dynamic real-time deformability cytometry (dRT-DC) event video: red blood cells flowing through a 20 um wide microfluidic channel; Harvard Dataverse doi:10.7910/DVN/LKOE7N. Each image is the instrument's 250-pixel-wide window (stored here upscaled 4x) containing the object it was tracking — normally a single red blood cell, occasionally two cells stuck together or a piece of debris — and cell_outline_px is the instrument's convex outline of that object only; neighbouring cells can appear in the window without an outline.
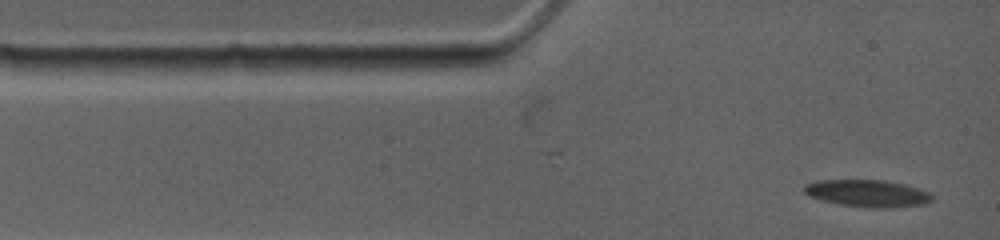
{"species": "common noctule bat (a hibernating species)", "species_latin": "Nyctalus noctula", "temperature_condition": "warm", "stored_images_in_passage": 28, "camera_frame_rate_fps": 4500, "um_per_image_px": 0.085, "animal": {"sex": "female", "body_mass_g": 19.0, "forearm_length_mm": 53.3}, "frame": {"image": 1, "passage_image": 1, "time_ms": 0.0, "image_size_px": [1000, 240], "cell_outline_px": [[932, 200], [924, 204], [884, 208], [876, 208], [840, 204], [824, 200], [812, 196], [804, 192], [804, 184], [816, 180], [884, 180], [904, 184], [920, 188], [932, 192]], "centroid_in_image_um": [73.78, 16.42], "position_along_channel_um": 11.2, "area_um2": 20.06}}
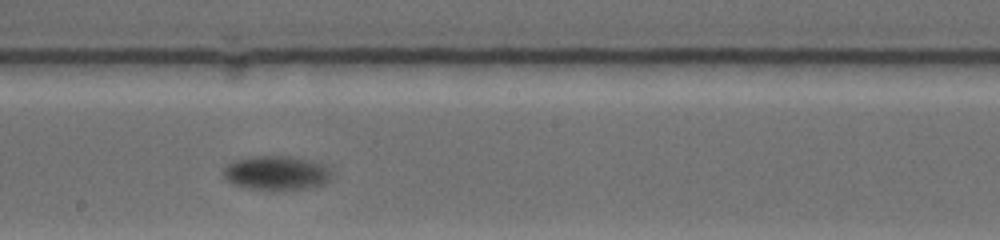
{"frame": {"image": 2, "passage_image": 16, "time_ms": 6.889, "image_size_px": [1000, 240], "cell_outline_px": [[332, 180], [324, 184], [308, 188], [280, 192], [252, 188], [236, 184], [224, 180], [220, 172], [228, 164], [236, 160], [252, 156], [288, 156], [324, 164], [332, 172]], "centroid_in_image_um": [23.51, 14.73], "position_along_channel_um": 224.7, "area_um2": 22.02}}
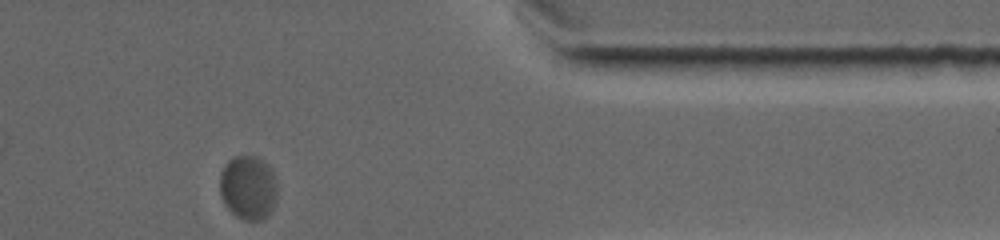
{"frame": {"image": 3, "passage_image": 28, "time_ms": 12.222, "image_size_px": [1000, 240], "cell_outline_px": [[276, 200], [268, 216], [260, 220], [244, 220], [236, 216], [224, 204], [220, 196], [220, 172], [224, 164], [232, 156], [256, 156], [264, 160], [272, 168], [276, 180]], "centroid_in_image_um": [21.09, 15.92], "position_along_channel_um": 390.3, "area_um2": 21.85}}